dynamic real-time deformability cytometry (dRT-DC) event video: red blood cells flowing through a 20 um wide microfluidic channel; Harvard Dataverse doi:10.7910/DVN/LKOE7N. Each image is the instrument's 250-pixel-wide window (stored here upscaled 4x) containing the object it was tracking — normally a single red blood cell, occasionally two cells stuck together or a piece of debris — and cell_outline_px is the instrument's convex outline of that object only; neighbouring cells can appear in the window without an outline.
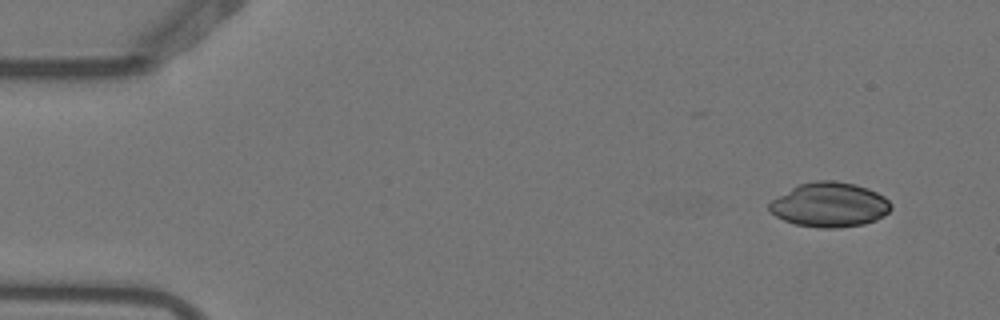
{"species": "Egyptian fruit bat (a non-hibernating species)", "species_latin": "Rousettus aegyptiacus", "temperature_condition": "warm", "stored_images_in_passage": 4, "camera_frame_rate_fps": 3000, "um_per_image_px": 0.085, "animal": {"sex": "female"}, "frame": {"image": 1, "passage_image": 1, "time_ms": 0.0, "image_size_px": [1000, 320], "cell_outline_px": [[892, 208], [884, 216], [876, 220], [864, 224], [840, 228], [816, 228], [796, 224], [784, 220], [768, 212], [768, 204], [772, 200], [792, 188], [800, 184], [816, 180], [832, 180], [856, 184], [868, 188], [884, 196], [892, 204]], "centroid_in_image_um": [70.53, 17.41], "position_along_channel_um": 14.5, "area_um2": 31.79}}